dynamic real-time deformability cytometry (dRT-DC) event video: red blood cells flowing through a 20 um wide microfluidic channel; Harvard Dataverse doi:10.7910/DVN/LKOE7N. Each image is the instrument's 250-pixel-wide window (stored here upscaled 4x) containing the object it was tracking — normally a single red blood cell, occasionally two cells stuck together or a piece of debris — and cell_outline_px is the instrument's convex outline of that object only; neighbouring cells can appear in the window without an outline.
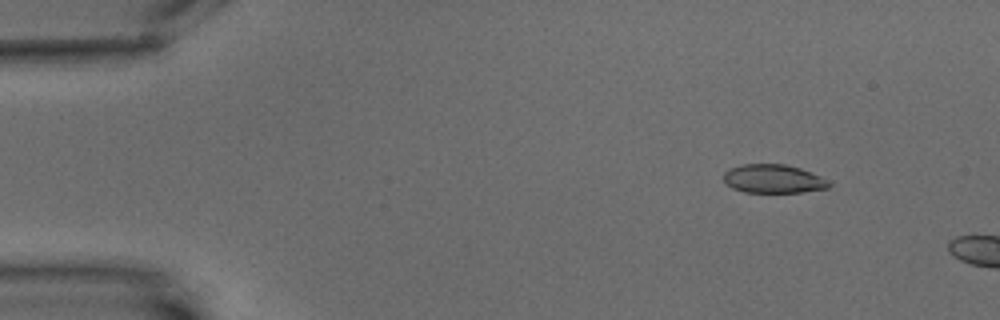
{"species": "common noctule bat (a hibernating species)", "species_latin": "Nyctalus noctula", "temperature_condition": "warm", "stored_images_in_passage": 4, "camera_frame_rate_fps": 3000, "um_per_image_px": 0.085, "animal": {"sex": "male", "body_mass_g": 15.6}, "frame": {"image": 1, "passage_image": 2, "time_ms": 1.333, "image_size_px": [1000, 320], "cell_outline_px": [[832, 184], [828, 188], [800, 192], [744, 192], [732, 188], [724, 184], [724, 172], [728, 168], [740, 164], [784, 164], [800, 168], [820, 176], [828, 180]], "centroid_in_image_um": [65.69, 15.19], "position_along_channel_um": 19.3, "area_um2": 17.69}}